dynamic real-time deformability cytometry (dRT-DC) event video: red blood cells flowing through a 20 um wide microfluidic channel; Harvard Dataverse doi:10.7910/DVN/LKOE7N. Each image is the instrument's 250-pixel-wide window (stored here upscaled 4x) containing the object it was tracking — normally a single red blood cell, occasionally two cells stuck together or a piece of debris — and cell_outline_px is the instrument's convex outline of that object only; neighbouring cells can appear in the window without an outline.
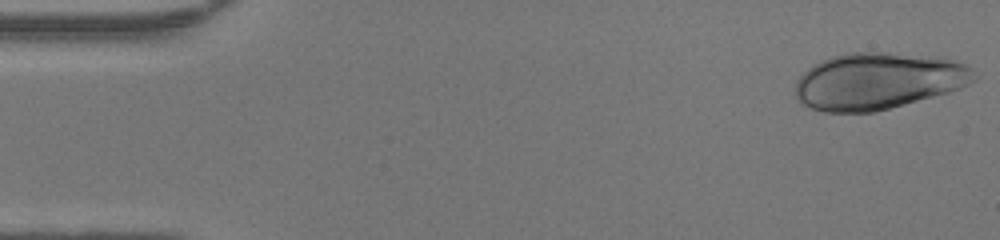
{"species": "human", "species_latin": "Homo sapiens", "temperature_condition": "warm", "stored_images_in_passage": 47, "camera_frame_rate_fps": 3000, "um_per_image_px": 0.085, "donor": {"sex": "female"}, "frame": {"image": 1, "passage_image": 1, "time_ms": 0.0, "image_size_px": [1000, 240], "cell_outline_px": [[980, 76], [976, 80], [960, 88], [948, 92], [904, 104], [872, 112], [824, 112], [800, 104], [796, 100], [796, 80], [808, 68], [820, 60], [832, 56], [848, 52], [888, 52], [940, 56], [964, 64], [972, 68]], "centroid_in_image_um": [74.65, 6.87], "position_along_channel_um": 10.3, "area_um2": 59.48}}